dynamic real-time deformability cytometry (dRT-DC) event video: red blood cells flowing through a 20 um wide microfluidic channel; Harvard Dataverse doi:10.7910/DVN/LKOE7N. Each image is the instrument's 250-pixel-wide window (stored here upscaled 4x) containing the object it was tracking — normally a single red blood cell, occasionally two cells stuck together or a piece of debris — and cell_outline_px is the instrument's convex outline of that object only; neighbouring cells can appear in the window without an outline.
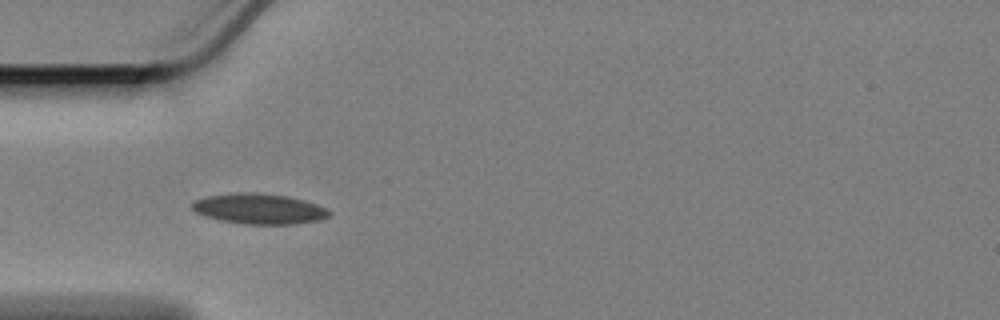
{"species": "Egyptian fruit bat (a non-hibernating species)", "species_latin": "Rousettus aegyptiacus", "temperature_condition": "cold", "stored_images_in_passage": 10, "camera_frame_rate_fps": 3000, "um_per_image_px": 0.085, "animal": {"sex": "female"}, "frame": {"image": 1, "passage_image": 6, "time_ms": 1.667, "image_size_px": [1000, 320], "cell_outline_px": [[332, 212], [328, 216], [320, 220], [292, 224], [244, 224], [220, 220], [204, 216], [196, 212], [192, 208], [192, 204], [196, 200], [208, 196], [236, 192], [260, 192], [288, 196], [304, 200], [316, 204]], "centroid_in_image_um": [22.03, 17.74], "position_along_channel_um": 63.0, "area_um2": 24.28}}
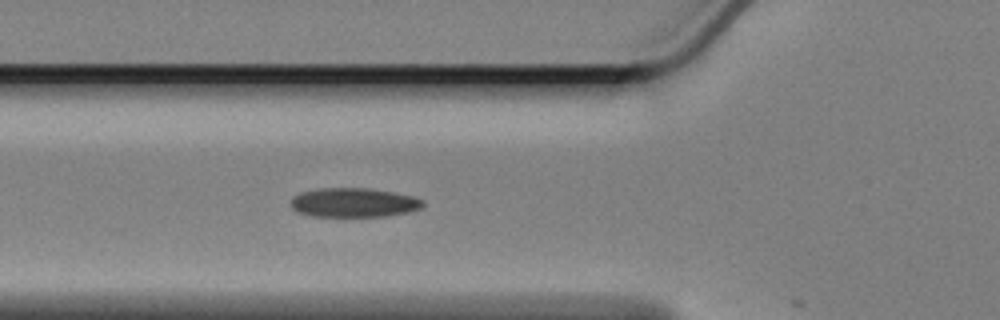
{"frame": {"image": 2, "passage_image": 9, "time_ms": 2.667, "image_size_px": [1000, 320], "cell_outline_px": [[424, 204], [420, 208], [408, 212], [384, 216], [312, 216], [296, 212], [288, 204], [292, 196], [300, 192], [316, 188], [372, 188], [396, 192], [416, 196], [424, 200]], "centroid_in_image_um": [30.04, 17.2], "position_along_channel_um": 95.8, "area_um2": 22.95}}